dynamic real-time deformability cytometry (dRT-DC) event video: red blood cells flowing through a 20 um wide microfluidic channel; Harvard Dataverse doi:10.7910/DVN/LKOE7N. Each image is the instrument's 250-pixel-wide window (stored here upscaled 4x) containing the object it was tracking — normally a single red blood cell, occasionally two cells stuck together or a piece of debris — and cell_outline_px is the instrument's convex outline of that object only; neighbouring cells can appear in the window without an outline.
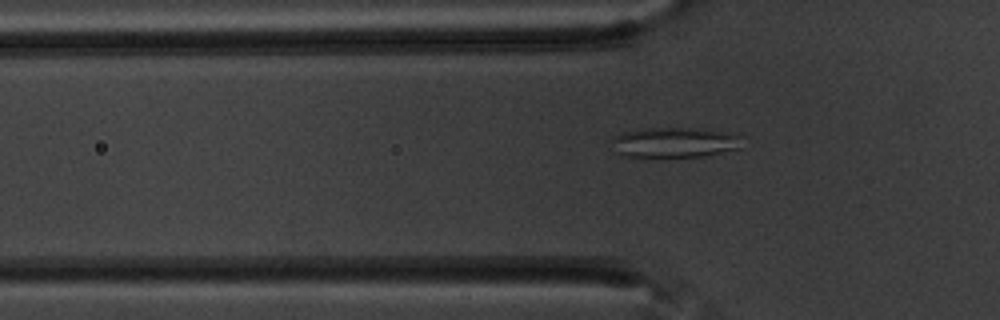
{"species": "common noctule bat (a hibernating species)", "species_latin": "Nyctalus noctula", "temperature_condition": "warm", "stored_images_in_passage": 58, "camera_frame_rate_fps": 3000, "um_per_image_px": 0.085, "animal": {"sex": "male", "body_mass_g": 20.1, "forearm_length_mm": 53.5}, "frame": {"image": 1, "passage_image": 19, "time_ms": 6.0, "image_size_px": [1000, 320], "cell_outline_px": [[740, 148], [704, 156], [620, 156], [612, 152], [612, 136], [620, 132], [644, 128], [708, 128], [740, 132]], "centroid_in_image_um": [57.34, 12.07], "position_along_channel_um": 68.5, "area_um2": 23.58}}
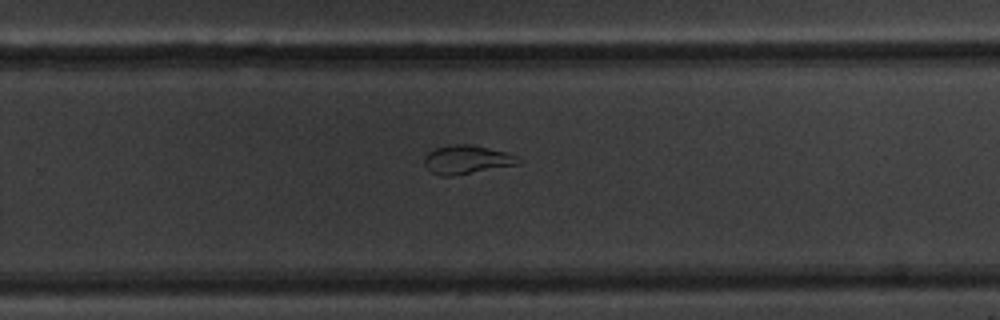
{"frame": {"image": 2, "passage_image": 38, "time_ms": 12.333, "image_size_px": [1000, 320], "cell_outline_px": [[524, 160], [520, 164], [452, 176], [440, 176], [432, 172], [424, 164], [424, 156], [428, 152], [436, 148], [452, 144], [472, 144], [508, 152]], "centroid_in_image_um": [39.71, 13.56], "position_along_channel_um": 290.1, "area_um2": 15.9}}
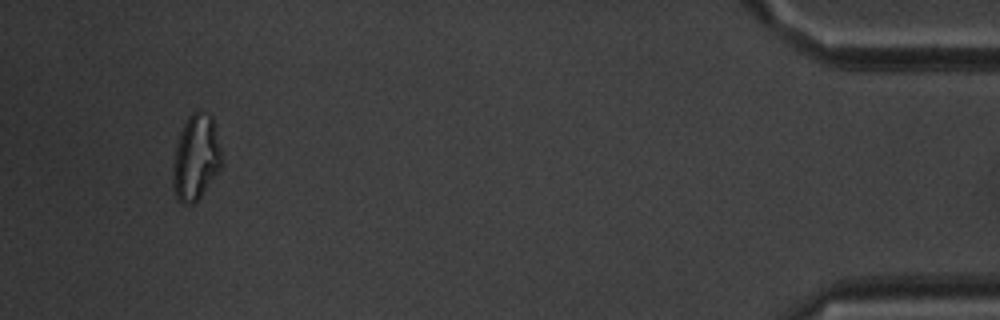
{"frame": {"image": 3, "passage_image": 55, "time_ms": 18.0, "image_size_px": [1000, 320], "cell_outline_px": [[220, 168], [200, 196], [192, 204], [184, 204], [176, 200], [172, 188], [172, 168], [176, 148], [180, 132], [188, 116], [192, 112], [200, 112], [212, 116], [220, 148]], "centroid_in_image_um": [16.6, 13.43], "position_along_channel_um": 418.6, "area_um2": 23.87}, "authors_computed_cell_mechanics": {"area_um2": 22.0796, "velocity_mm_per_s": 3.4994, "shape_relaxation_time_tau1_ms": null, "shape_relaxation_time_tau2_ms": 1.357, "deformation_change_tau1": null, "deformation_change_tau2": 0.0391}}